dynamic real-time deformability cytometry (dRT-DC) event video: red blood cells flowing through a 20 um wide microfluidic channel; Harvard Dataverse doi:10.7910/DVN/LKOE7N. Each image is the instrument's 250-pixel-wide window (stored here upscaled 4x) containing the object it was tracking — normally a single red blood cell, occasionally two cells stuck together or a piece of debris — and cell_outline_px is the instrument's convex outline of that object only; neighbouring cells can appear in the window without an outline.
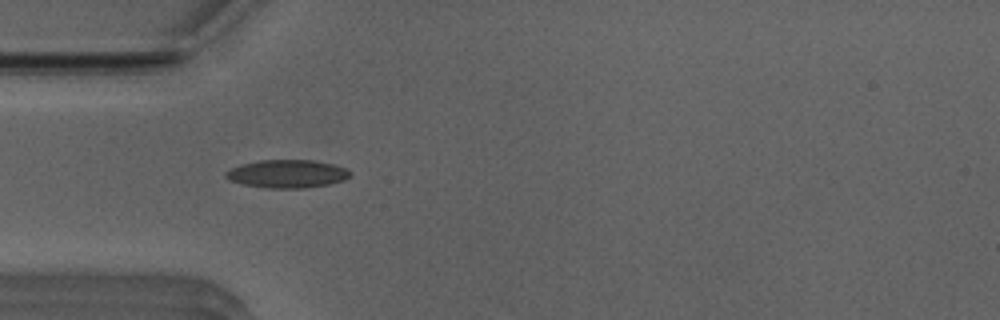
{"species": "Egyptian fruit bat (a non-hibernating species)", "species_latin": "Rousettus aegyptiacus", "temperature_condition": "room temperature", "stored_images_in_passage": 34, "camera_frame_rate_fps": 3000, "um_per_image_px": 0.085, "animal": {"sex": "male"}, "frame": {"image": 1, "passage_image": 2, "time_ms": 0.333, "image_size_px": [1000, 320], "cell_outline_px": [[352, 172], [344, 180], [328, 184], [304, 188], [264, 188], [244, 184], [228, 180], [224, 176], [224, 172], [240, 164], [260, 160], [312, 160], [332, 164], [344, 168]], "centroid_in_image_um": [24.36, 14.77], "position_along_channel_um": 60.6, "area_um2": 20.29}}
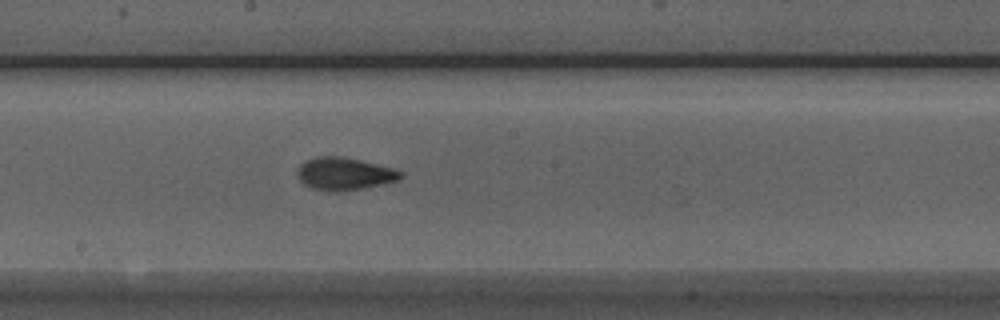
{"frame": {"image": 2, "passage_image": 14, "time_ms": 4.333, "image_size_px": [1000, 320], "cell_outline_px": [[404, 176], [400, 180], [364, 188], [340, 192], [336, 192], [312, 188], [304, 184], [300, 180], [296, 172], [296, 168], [304, 160], [316, 156], [340, 156], [360, 160], [396, 168], [404, 172]], "centroid_in_image_um": [29.29, 14.76], "position_along_channel_um": 218.9, "area_um2": 20.0}}
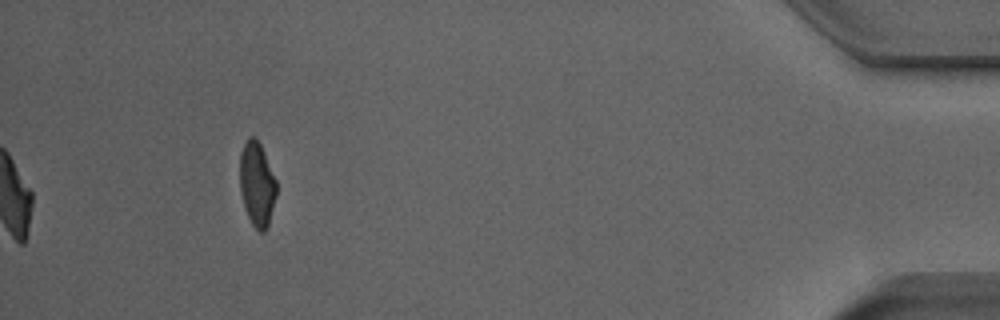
{"frame": {"image": 3, "passage_image": 34, "time_ms": 11.0, "image_size_px": [1000, 320], "cell_outline_px": [[276, 196], [268, 224], [264, 232], [260, 232], [252, 224], [248, 216], [240, 192], [240, 152], [248, 136], [252, 136], [260, 144], [276, 180]], "centroid_in_image_um": [21.83, 15.64], "position_along_channel_um": 413.4, "area_um2": 17.69}, "authors_computed_cell_mechanics": {"area_um2": 18.9006, "velocity_mm_per_s": 3.9877, "shape_relaxation_time_tau1_ms": 3.3712, "shape_relaxation_time_tau2_ms": 1.1998, "deformation_change_tau1": 0.1673, "deformation_change_tau2": 0.0782}}